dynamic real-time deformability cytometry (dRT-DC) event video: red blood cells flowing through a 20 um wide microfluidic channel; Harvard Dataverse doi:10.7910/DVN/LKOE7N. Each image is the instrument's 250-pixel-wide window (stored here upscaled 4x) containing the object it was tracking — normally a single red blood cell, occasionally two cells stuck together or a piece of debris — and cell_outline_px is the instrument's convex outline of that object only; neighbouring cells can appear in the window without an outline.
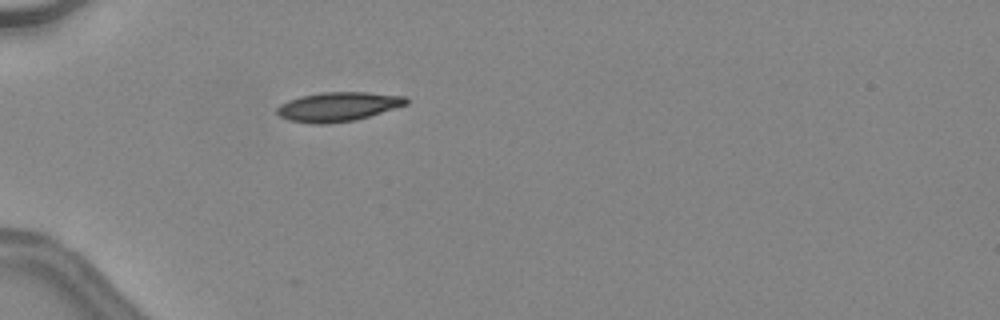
{"species": "common noctule bat (a hibernating species)", "species_latin": "Nyctalus noctula", "temperature_condition": "warm", "stored_images_in_passage": 37, "camera_frame_rate_fps": 3000, "um_per_image_px": 0.085, "animal": {"sex": "female", "body_mass_g": 24.6, "forearm_length_mm": 56.2}, "frame": {"image": 1, "passage_image": 6, "time_ms": 1.667, "image_size_px": [1000, 320], "cell_outline_px": [[408, 104], [356, 120], [328, 124], [312, 124], [288, 120], [280, 116], [276, 112], [276, 108], [280, 104], [288, 100], [300, 96], [320, 92], [368, 92], [408, 96]], "centroid_in_image_um": [28.73, 9.06], "position_along_channel_um": 56.3, "area_um2": 22.25}, "authors_computed_cell_mechanics": {"area_um2": 21.3282, "velocity_mm_per_s": 4.5375, "shape_relaxation_time_tau1_ms": 7.0556, "shape_relaxation_time_tau2_ms": 2.5967, "deformation_change_tau1": 0.2118, "deformation_change_tau2": 0.0901}}